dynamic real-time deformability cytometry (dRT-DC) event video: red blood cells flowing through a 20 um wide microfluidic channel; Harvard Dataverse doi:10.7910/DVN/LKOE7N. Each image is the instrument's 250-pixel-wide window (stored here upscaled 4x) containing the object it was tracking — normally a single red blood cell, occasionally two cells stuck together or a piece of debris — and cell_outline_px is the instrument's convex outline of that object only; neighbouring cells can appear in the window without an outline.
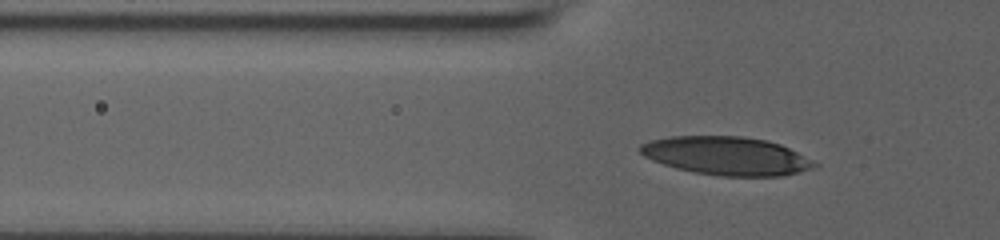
{"species": "human", "species_latin": "Homo sapiens", "temperature_condition": "room temperature", "stored_images_in_passage": 43, "camera_frame_rate_fps": 3000, "um_per_image_px": 0.085, "donor": {"sex": "male"}, "frame": {"image": 1, "passage_image": 13, "time_ms": 4.0, "image_size_px": [1000, 240], "cell_outline_px": [[820, 164], [812, 168], [800, 172], [780, 176], [720, 176], [696, 172], [676, 168], [664, 164], [644, 156], [636, 148], [640, 144], [652, 140], [672, 136], [740, 136], [768, 140], [780, 144]], "centroid_in_image_um": [61.75, 13.24], "position_along_channel_um": 64.1, "area_um2": 38.78}}
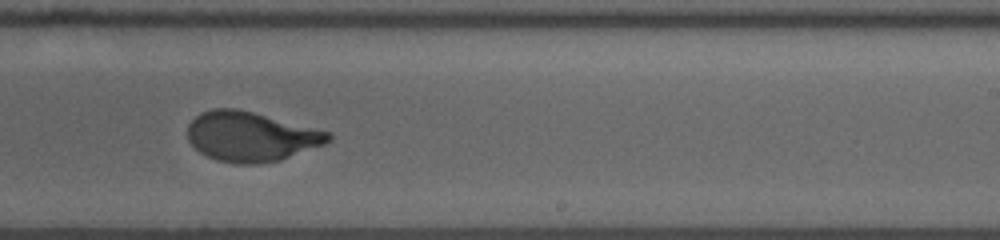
{"frame": {"image": 2, "passage_image": 30, "time_ms": 9.667, "image_size_px": [1000, 240], "cell_outline_px": [[332, 136], [324, 144], [280, 160], [260, 164], [236, 164], [216, 160], [200, 152], [188, 140], [188, 124], [200, 112], [212, 108], [236, 108], [332, 132]], "centroid_in_image_um": [21.31, 11.6], "position_along_channel_um": 267.7, "area_um2": 40.63}}
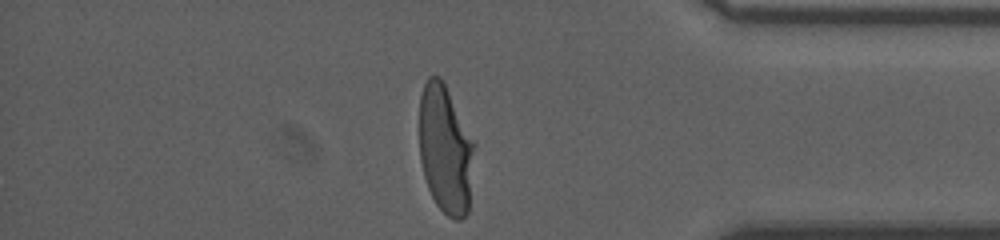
{"frame": {"image": 3, "passage_image": 42, "time_ms": 13.667, "image_size_px": [1000, 240], "cell_outline_px": [[476, 144], [468, 212], [460, 220], [456, 220], [448, 216], [436, 204], [428, 188], [424, 176], [420, 160], [420, 96], [424, 84], [428, 76], [440, 76], [444, 80]], "centroid_in_image_um": [37.88, 12.67], "position_along_channel_um": 397.3, "area_um2": 41.73}, "authors_computed_cell_mechanics": {"area_um2": 40.4022, "velocity_mm_per_s": 3.7214, "shape_relaxation_time_tau1_ms": 4.3203, "shape_relaxation_time_tau2_ms": null, "deformation_change_tau1": 0.2294, "deformation_change_tau2": null}}